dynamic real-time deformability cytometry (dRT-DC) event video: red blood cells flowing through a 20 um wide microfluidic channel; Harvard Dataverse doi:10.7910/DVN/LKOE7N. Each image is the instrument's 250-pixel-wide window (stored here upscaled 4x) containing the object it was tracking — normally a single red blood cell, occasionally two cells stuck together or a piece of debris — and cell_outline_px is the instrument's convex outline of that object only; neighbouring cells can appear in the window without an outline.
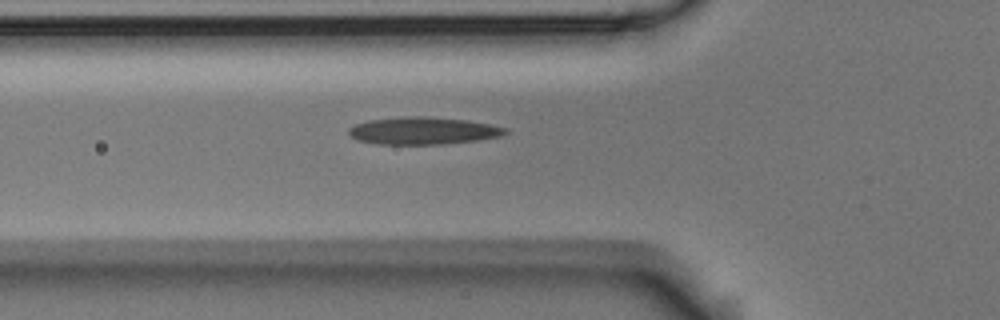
{"species": "Egyptian fruit bat (a non-hibernating species)", "species_latin": "Rousettus aegyptiacus", "temperature_condition": "room temperature", "stored_images_in_passage": 4, "camera_frame_rate_fps": 3000, "um_per_image_px": 0.085, "animal": {"sex": "male"}, "frame": {"image": 1, "passage_image": 4, "time_ms": 1.0, "image_size_px": [1000, 320], "cell_outline_px": [[508, 132], [500, 136], [476, 140], [444, 144], [380, 144], [356, 140], [348, 132], [348, 128], [356, 124], [368, 120], [400, 116], [428, 116], [464, 120], [488, 124], [508, 128]], "centroid_in_image_um": [35.93, 11.11], "position_along_channel_um": 89.9, "area_um2": 24.91}}